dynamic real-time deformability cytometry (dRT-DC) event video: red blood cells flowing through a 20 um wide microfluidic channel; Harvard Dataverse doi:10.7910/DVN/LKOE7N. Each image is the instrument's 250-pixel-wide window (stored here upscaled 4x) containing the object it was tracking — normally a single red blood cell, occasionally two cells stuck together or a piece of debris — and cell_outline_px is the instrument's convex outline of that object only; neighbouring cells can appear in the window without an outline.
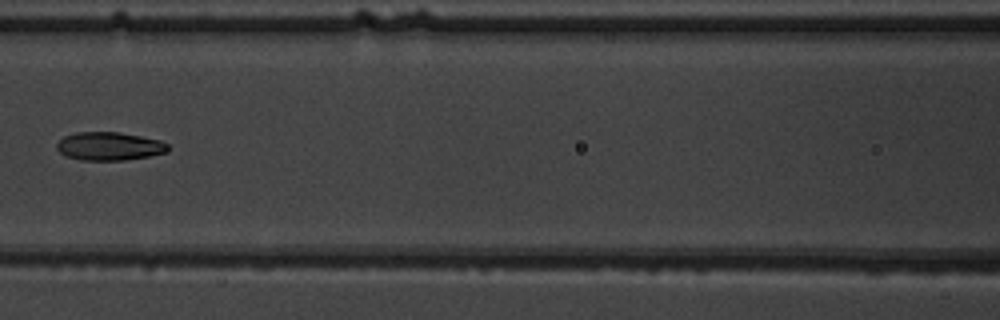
{"species": "common noctule bat (a hibernating species)", "species_latin": "Nyctalus noctula", "temperature_condition": "warm", "stored_images_in_passage": 7, "camera_frame_rate_fps": 3000, "um_per_image_px": 0.085, "animal": {"sex": "male", "body_mass_g": 19.5, "forearm_length_mm": 54.6}, "frame": {"image": 1, "passage_image": 6, "time_ms": 6.0, "image_size_px": [1000, 320], "cell_outline_px": [[168, 152], [148, 156], [124, 160], [80, 160], [64, 156], [56, 148], [56, 144], [64, 136], [76, 132], [116, 132], [140, 136], [160, 140], [168, 144]], "centroid_in_image_um": [9.26, 12.43], "position_along_channel_um": 157.3, "area_um2": 18.32}}
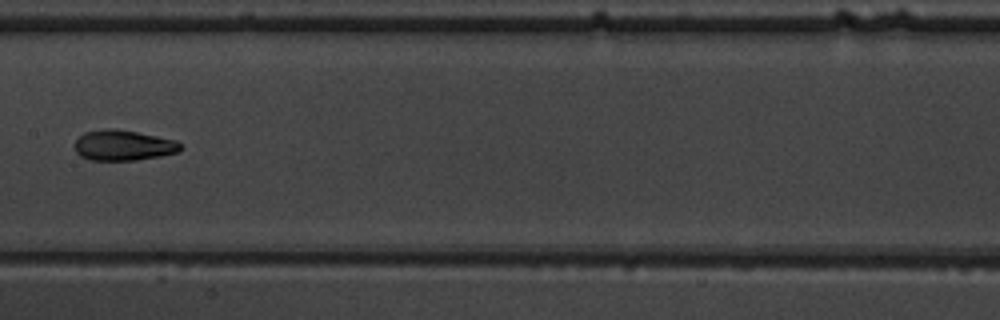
{"frame": {"image": 2, "passage_image": 7, "time_ms": 7.0, "image_size_px": [1000, 320], "cell_outline_px": [[180, 148], [176, 152], [160, 156], [136, 160], [88, 160], [80, 156], [76, 152], [76, 140], [84, 132], [108, 128], [136, 132], [176, 140], [180, 144]], "centroid_in_image_um": [10.45, 12.36], "position_along_channel_um": 197.0, "area_um2": 18.5}}